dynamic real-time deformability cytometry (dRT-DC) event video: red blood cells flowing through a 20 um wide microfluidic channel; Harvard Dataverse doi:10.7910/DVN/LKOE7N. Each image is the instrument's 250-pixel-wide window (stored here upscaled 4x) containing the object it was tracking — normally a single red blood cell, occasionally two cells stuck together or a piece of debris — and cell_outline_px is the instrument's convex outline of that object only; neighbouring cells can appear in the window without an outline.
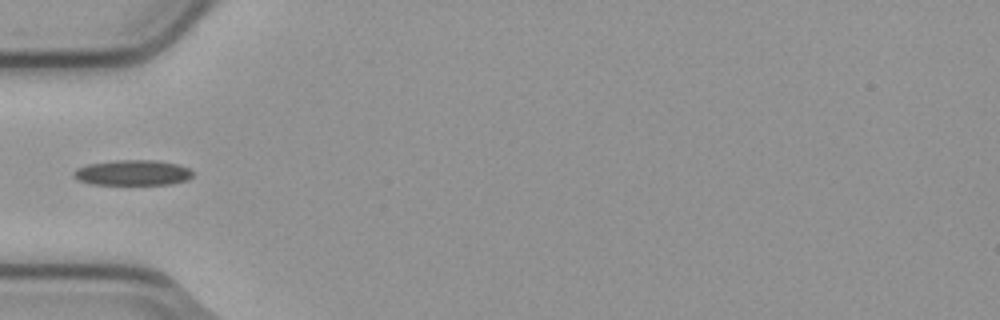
{"species": "common noctule bat (a hibernating species)", "species_latin": "Nyctalus noctula", "temperature_condition": "cold", "stored_images_in_passage": 4, "camera_frame_rate_fps": 3000, "um_per_image_px": 0.085, "animal": {"sex": "male", "body_mass_g": 23.1, "forearm_length_mm": 52.7}, "frame": {"image": 1, "passage_image": 3, "time_ms": 0.667, "image_size_px": [1000, 320], "cell_outline_px": [[196, 172], [188, 180], [172, 184], [92, 184], [80, 180], [72, 176], [72, 172], [76, 168], [88, 164], [116, 160], [156, 160], [180, 164]], "centroid_in_image_um": [11.32, 14.67], "position_along_channel_um": 73.7, "area_um2": 17.8}}
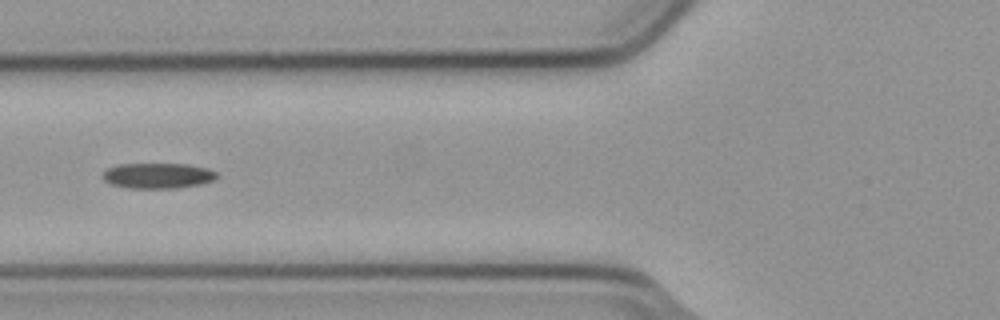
{"frame": {"image": 2, "passage_image": 4, "time_ms": 1.0, "image_size_px": [1000, 320], "cell_outline_px": [[220, 176], [216, 180], [200, 184], [176, 188], [128, 188], [112, 184], [104, 180], [100, 176], [108, 168], [116, 164], [188, 164], [208, 168], [216, 172]], "centroid_in_image_um": [13.44, 14.93], "position_along_channel_um": 112.4, "area_um2": 17.11}}